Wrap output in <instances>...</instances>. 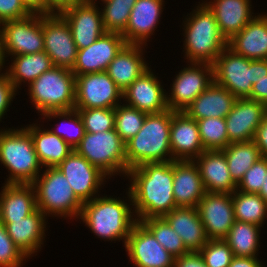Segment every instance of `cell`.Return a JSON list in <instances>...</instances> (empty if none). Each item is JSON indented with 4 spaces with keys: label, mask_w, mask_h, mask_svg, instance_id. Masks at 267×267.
I'll return each instance as SVG.
<instances>
[{
    "label": "cell",
    "mask_w": 267,
    "mask_h": 267,
    "mask_svg": "<svg viewBox=\"0 0 267 267\" xmlns=\"http://www.w3.org/2000/svg\"><path fill=\"white\" fill-rule=\"evenodd\" d=\"M41 118L44 120L48 119V121H50L49 119L52 120V118H58V120L61 119V121H63L61 122L62 124H60L59 122V126H57L56 129L52 126L53 129L51 128L50 130L58 137L66 141L73 148H75L84 137L85 128L78 111L75 109L68 111H50L43 114ZM64 121L67 123L68 126H66L68 127V129L65 127ZM61 125L64 126V129H61L63 128L60 127Z\"/></svg>",
    "instance_id": "38"
},
{
    "label": "cell",
    "mask_w": 267,
    "mask_h": 267,
    "mask_svg": "<svg viewBox=\"0 0 267 267\" xmlns=\"http://www.w3.org/2000/svg\"><path fill=\"white\" fill-rule=\"evenodd\" d=\"M174 111L147 114L139 132L125 143L127 172L145 163L170 162V125Z\"/></svg>",
    "instance_id": "4"
},
{
    "label": "cell",
    "mask_w": 267,
    "mask_h": 267,
    "mask_svg": "<svg viewBox=\"0 0 267 267\" xmlns=\"http://www.w3.org/2000/svg\"><path fill=\"white\" fill-rule=\"evenodd\" d=\"M101 15L105 30L122 34L128 24L131 9L137 0H100Z\"/></svg>",
    "instance_id": "39"
},
{
    "label": "cell",
    "mask_w": 267,
    "mask_h": 267,
    "mask_svg": "<svg viewBox=\"0 0 267 267\" xmlns=\"http://www.w3.org/2000/svg\"><path fill=\"white\" fill-rule=\"evenodd\" d=\"M6 57L44 51L43 14L32 13L0 24Z\"/></svg>",
    "instance_id": "10"
},
{
    "label": "cell",
    "mask_w": 267,
    "mask_h": 267,
    "mask_svg": "<svg viewBox=\"0 0 267 267\" xmlns=\"http://www.w3.org/2000/svg\"><path fill=\"white\" fill-rule=\"evenodd\" d=\"M46 216L37 208L32 214L18 220H0L8 236L21 252L30 258L40 251L45 241Z\"/></svg>",
    "instance_id": "22"
},
{
    "label": "cell",
    "mask_w": 267,
    "mask_h": 267,
    "mask_svg": "<svg viewBox=\"0 0 267 267\" xmlns=\"http://www.w3.org/2000/svg\"><path fill=\"white\" fill-rule=\"evenodd\" d=\"M12 57L13 60L11 59ZM10 59L11 64L7 66L6 74L17 91L21 89L22 82L23 84L27 83V85H30L41 74L54 66L51 58L45 51L34 54L15 55L11 56Z\"/></svg>",
    "instance_id": "33"
},
{
    "label": "cell",
    "mask_w": 267,
    "mask_h": 267,
    "mask_svg": "<svg viewBox=\"0 0 267 267\" xmlns=\"http://www.w3.org/2000/svg\"><path fill=\"white\" fill-rule=\"evenodd\" d=\"M6 53H5V49H4V39H3V34L0 28V75H4L7 73V69H4V73L1 72L2 68H4L5 66V62H6ZM6 70V71H5Z\"/></svg>",
    "instance_id": "55"
},
{
    "label": "cell",
    "mask_w": 267,
    "mask_h": 267,
    "mask_svg": "<svg viewBox=\"0 0 267 267\" xmlns=\"http://www.w3.org/2000/svg\"><path fill=\"white\" fill-rule=\"evenodd\" d=\"M44 51L54 66L73 70L77 47L69 24L60 14H43Z\"/></svg>",
    "instance_id": "14"
},
{
    "label": "cell",
    "mask_w": 267,
    "mask_h": 267,
    "mask_svg": "<svg viewBox=\"0 0 267 267\" xmlns=\"http://www.w3.org/2000/svg\"><path fill=\"white\" fill-rule=\"evenodd\" d=\"M214 14L221 34L228 41L240 32L255 16L251 0L202 1ZM254 14V15H252Z\"/></svg>",
    "instance_id": "27"
},
{
    "label": "cell",
    "mask_w": 267,
    "mask_h": 267,
    "mask_svg": "<svg viewBox=\"0 0 267 267\" xmlns=\"http://www.w3.org/2000/svg\"><path fill=\"white\" fill-rule=\"evenodd\" d=\"M199 134L205 150H223L231 142L228 139L225 118L197 120Z\"/></svg>",
    "instance_id": "40"
},
{
    "label": "cell",
    "mask_w": 267,
    "mask_h": 267,
    "mask_svg": "<svg viewBox=\"0 0 267 267\" xmlns=\"http://www.w3.org/2000/svg\"><path fill=\"white\" fill-rule=\"evenodd\" d=\"M17 90L9 81L7 74L0 75V121L7 114L11 102L17 94Z\"/></svg>",
    "instance_id": "47"
},
{
    "label": "cell",
    "mask_w": 267,
    "mask_h": 267,
    "mask_svg": "<svg viewBox=\"0 0 267 267\" xmlns=\"http://www.w3.org/2000/svg\"><path fill=\"white\" fill-rule=\"evenodd\" d=\"M206 191L194 160L173 161V196L176 207H197Z\"/></svg>",
    "instance_id": "25"
},
{
    "label": "cell",
    "mask_w": 267,
    "mask_h": 267,
    "mask_svg": "<svg viewBox=\"0 0 267 267\" xmlns=\"http://www.w3.org/2000/svg\"><path fill=\"white\" fill-rule=\"evenodd\" d=\"M196 208L209 239L228 235L235 222L232 194L206 192Z\"/></svg>",
    "instance_id": "17"
},
{
    "label": "cell",
    "mask_w": 267,
    "mask_h": 267,
    "mask_svg": "<svg viewBox=\"0 0 267 267\" xmlns=\"http://www.w3.org/2000/svg\"><path fill=\"white\" fill-rule=\"evenodd\" d=\"M261 226L235 220L224 240L235 257H258Z\"/></svg>",
    "instance_id": "34"
},
{
    "label": "cell",
    "mask_w": 267,
    "mask_h": 267,
    "mask_svg": "<svg viewBox=\"0 0 267 267\" xmlns=\"http://www.w3.org/2000/svg\"><path fill=\"white\" fill-rule=\"evenodd\" d=\"M44 171V172H43ZM32 183L37 208L48 217L79 218L83 203L57 167L45 168Z\"/></svg>",
    "instance_id": "6"
},
{
    "label": "cell",
    "mask_w": 267,
    "mask_h": 267,
    "mask_svg": "<svg viewBox=\"0 0 267 267\" xmlns=\"http://www.w3.org/2000/svg\"><path fill=\"white\" fill-rule=\"evenodd\" d=\"M198 6L183 20V52L188 63L213 65L227 47V40L221 34L214 14L204 4Z\"/></svg>",
    "instance_id": "3"
},
{
    "label": "cell",
    "mask_w": 267,
    "mask_h": 267,
    "mask_svg": "<svg viewBox=\"0 0 267 267\" xmlns=\"http://www.w3.org/2000/svg\"><path fill=\"white\" fill-rule=\"evenodd\" d=\"M267 174V158H259L249 168L237 184V189L245 193L258 194Z\"/></svg>",
    "instance_id": "45"
},
{
    "label": "cell",
    "mask_w": 267,
    "mask_h": 267,
    "mask_svg": "<svg viewBox=\"0 0 267 267\" xmlns=\"http://www.w3.org/2000/svg\"><path fill=\"white\" fill-rule=\"evenodd\" d=\"M178 73L171 84L169 95L166 92L167 106L172 111H186L192 102L214 81L213 65L189 63Z\"/></svg>",
    "instance_id": "9"
},
{
    "label": "cell",
    "mask_w": 267,
    "mask_h": 267,
    "mask_svg": "<svg viewBox=\"0 0 267 267\" xmlns=\"http://www.w3.org/2000/svg\"><path fill=\"white\" fill-rule=\"evenodd\" d=\"M28 258L8 236L5 226L0 221V267H22Z\"/></svg>",
    "instance_id": "44"
},
{
    "label": "cell",
    "mask_w": 267,
    "mask_h": 267,
    "mask_svg": "<svg viewBox=\"0 0 267 267\" xmlns=\"http://www.w3.org/2000/svg\"><path fill=\"white\" fill-rule=\"evenodd\" d=\"M84 0H46V14H60L65 9Z\"/></svg>",
    "instance_id": "51"
},
{
    "label": "cell",
    "mask_w": 267,
    "mask_h": 267,
    "mask_svg": "<svg viewBox=\"0 0 267 267\" xmlns=\"http://www.w3.org/2000/svg\"><path fill=\"white\" fill-rule=\"evenodd\" d=\"M69 182L76 197L88 202L97 197L106 179H110L98 167L73 150L58 166Z\"/></svg>",
    "instance_id": "13"
},
{
    "label": "cell",
    "mask_w": 267,
    "mask_h": 267,
    "mask_svg": "<svg viewBox=\"0 0 267 267\" xmlns=\"http://www.w3.org/2000/svg\"><path fill=\"white\" fill-rule=\"evenodd\" d=\"M127 188L137 221L163 217L177 208L173 196V161L145 163L128 170Z\"/></svg>",
    "instance_id": "1"
},
{
    "label": "cell",
    "mask_w": 267,
    "mask_h": 267,
    "mask_svg": "<svg viewBox=\"0 0 267 267\" xmlns=\"http://www.w3.org/2000/svg\"><path fill=\"white\" fill-rule=\"evenodd\" d=\"M126 193L129 201L121 200L119 197L98 195L91 201L83 203L78 219H81L91 233L93 232L98 238L111 242L122 240L125 245L137 222L134 210H132L131 194L129 190Z\"/></svg>",
    "instance_id": "2"
},
{
    "label": "cell",
    "mask_w": 267,
    "mask_h": 267,
    "mask_svg": "<svg viewBox=\"0 0 267 267\" xmlns=\"http://www.w3.org/2000/svg\"><path fill=\"white\" fill-rule=\"evenodd\" d=\"M163 218L181 237L188 252H199L209 240L196 207H177Z\"/></svg>",
    "instance_id": "28"
},
{
    "label": "cell",
    "mask_w": 267,
    "mask_h": 267,
    "mask_svg": "<svg viewBox=\"0 0 267 267\" xmlns=\"http://www.w3.org/2000/svg\"><path fill=\"white\" fill-rule=\"evenodd\" d=\"M235 220L264 226L267 217V203L259 194L235 190L232 193Z\"/></svg>",
    "instance_id": "36"
},
{
    "label": "cell",
    "mask_w": 267,
    "mask_h": 267,
    "mask_svg": "<svg viewBox=\"0 0 267 267\" xmlns=\"http://www.w3.org/2000/svg\"><path fill=\"white\" fill-rule=\"evenodd\" d=\"M267 76V59L252 60V85Z\"/></svg>",
    "instance_id": "52"
},
{
    "label": "cell",
    "mask_w": 267,
    "mask_h": 267,
    "mask_svg": "<svg viewBox=\"0 0 267 267\" xmlns=\"http://www.w3.org/2000/svg\"><path fill=\"white\" fill-rule=\"evenodd\" d=\"M25 128L31 134L38 160L43 168L57 167L74 150L50 129L41 128L38 123L29 126L27 124Z\"/></svg>",
    "instance_id": "32"
},
{
    "label": "cell",
    "mask_w": 267,
    "mask_h": 267,
    "mask_svg": "<svg viewBox=\"0 0 267 267\" xmlns=\"http://www.w3.org/2000/svg\"><path fill=\"white\" fill-rule=\"evenodd\" d=\"M147 114L124 103L115 108V130L124 143L139 132Z\"/></svg>",
    "instance_id": "41"
},
{
    "label": "cell",
    "mask_w": 267,
    "mask_h": 267,
    "mask_svg": "<svg viewBox=\"0 0 267 267\" xmlns=\"http://www.w3.org/2000/svg\"><path fill=\"white\" fill-rule=\"evenodd\" d=\"M126 44L121 34L106 32L89 47L77 50L72 72L81 75L107 71L111 61Z\"/></svg>",
    "instance_id": "19"
},
{
    "label": "cell",
    "mask_w": 267,
    "mask_h": 267,
    "mask_svg": "<svg viewBox=\"0 0 267 267\" xmlns=\"http://www.w3.org/2000/svg\"><path fill=\"white\" fill-rule=\"evenodd\" d=\"M199 253L207 267H228L234 257L224 239H209Z\"/></svg>",
    "instance_id": "43"
},
{
    "label": "cell",
    "mask_w": 267,
    "mask_h": 267,
    "mask_svg": "<svg viewBox=\"0 0 267 267\" xmlns=\"http://www.w3.org/2000/svg\"><path fill=\"white\" fill-rule=\"evenodd\" d=\"M194 162L198 166L206 192L232 194L237 189L223 150H205Z\"/></svg>",
    "instance_id": "24"
},
{
    "label": "cell",
    "mask_w": 267,
    "mask_h": 267,
    "mask_svg": "<svg viewBox=\"0 0 267 267\" xmlns=\"http://www.w3.org/2000/svg\"><path fill=\"white\" fill-rule=\"evenodd\" d=\"M156 240L175 258L187 254L181 237L163 217H150L140 221Z\"/></svg>",
    "instance_id": "37"
},
{
    "label": "cell",
    "mask_w": 267,
    "mask_h": 267,
    "mask_svg": "<svg viewBox=\"0 0 267 267\" xmlns=\"http://www.w3.org/2000/svg\"><path fill=\"white\" fill-rule=\"evenodd\" d=\"M78 111L85 132L97 133L115 129V108L75 109Z\"/></svg>",
    "instance_id": "42"
},
{
    "label": "cell",
    "mask_w": 267,
    "mask_h": 267,
    "mask_svg": "<svg viewBox=\"0 0 267 267\" xmlns=\"http://www.w3.org/2000/svg\"><path fill=\"white\" fill-rule=\"evenodd\" d=\"M164 0H137L131 9L125 31L121 34L127 44L148 45L157 29L164 10Z\"/></svg>",
    "instance_id": "23"
},
{
    "label": "cell",
    "mask_w": 267,
    "mask_h": 267,
    "mask_svg": "<svg viewBox=\"0 0 267 267\" xmlns=\"http://www.w3.org/2000/svg\"><path fill=\"white\" fill-rule=\"evenodd\" d=\"M236 99L226 88L213 81L185 112L196 121L203 118H225Z\"/></svg>",
    "instance_id": "30"
},
{
    "label": "cell",
    "mask_w": 267,
    "mask_h": 267,
    "mask_svg": "<svg viewBox=\"0 0 267 267\" xmlns=\"http://www.w3.org/2000/svg\"><path fill=\"white\" fill-rule=\"evenodd\" d=\"M124 247L135 267H174L175 257L140 221L134 224Z\"/></svg>",
    "instance_id": "16"
},
{
    "label": "cell",
    "mask_w": 267,
    "mask_h": 267,
    "mask_svg": "<svg viewBox=\"0 0 267 267\" xmlns=\"http://www.w3.org/2000/svg\"><path fill=\"white\" fill-rule=\"evenodd\" d=\"M170 147L173 160H194L205 151L197 121L185 111L172 114Z\"/></svg>",
    "instance_id": "21"
},
{
    "label": "cell",
    "mask_w": 267,
    "mask_h": 267,
    "mask_svg": "<svg viewBox=\"0 0 267 267\" xmlns=\"http://www.w3.org/2000/svg\"><path fill=\"white\" fill-rule=\"evenodd\" d=\"M214 81L236 98H247L252 91V60L226 47L213 64Z\"/></svg>",
    "instance_id": "12"
},
{
    "label": "cell",
    "mask_w": 267,
    "mask_h": 267,
    "mask_svg": "<svg viewBox=\"0 0 267 267\" xmlns=\"http://www.w3.org/2000/svg\"><path fill=\"white\" fill-rule=\"evenodd\" d=\"M31 14L23 0H0V24L8 20L23 19Z\"/></svg>",
    "instance_id": "46"
},
{
    "label": "cell",
    "mask_w": 267,
    "mask_h": 267,
    "mask_svg": "<svg viewBox=\"0 0 267 267\" xmlns=\"http://www.w3.org/2000/svg\"><path fill=\"white\" fill-rule=\"evenodd\" d=\"M3 184L0 192V220L23 219L37 209L32 184Z\"/></svg>",
    "instance_id": "31"
},
{
    "label": "cell",
    "mask_w": 267,
    "mask_h": 267,
    "mask_svg": "<svg viewBox=\"0 0 267 267\" xmlns=\"http://www.w3.org/2000/svg\"><path fill=\"white\" fill-rule=\"evenodd\" d=\"M144 47L140 44H126L109 64L106 72L122 91L151 68L143 57Z\"/></svg>",
    "instance_id": "29"
},
{
    "label": "cell",
    "mask_w": 267,
    "mask_h": 267,
    "mask_svg": "<svg viewBox=\"0 0 267 267\" xmlns=\"http://www.w3.org/2000/svg\"><path fill=\"white\" fill-rule=\"evenodd\" d=\"M157 78L150 68L145 71L123 91L124 104L148 114L166 111V90Z\"/></svg>",
    "instance_id": "20"
},
{
    "label": "cell",
    "mask_w": 267,
    "mask_h": 267,
    "mask_svg": "<svg viewBox=\"0 0 267 267\" xmlns=\"http://www.w3.org/2000/svg\"><path fill=\"white\" fill-rule=\"evenodd\" d=\"M75 76L74 109L116 108L122 104L123 91L106 71Z\"/></svg>",
    "instance_id": "11"
},
{
    "label": "cell",
    "mask_w": 267,
    "mask_h": 267,
    "mask_svg": "<svg viewBox=\"0 0 267 267\" xmlns=\"http://www.w3.org/2000/svg\"><path fill=\"white\" fill-rule=\"evenodd\" d=\"M12 128L0 129V162L9 170L5 183L32 184L44 168L30 132L23 126Z\"/></svg>",
    "instance_id": "5"
},
{
    "label": "cell",
    "mask_w": 267,
    "mask_h": 267,
    "mask_svg": "<svg viewBox=\"0 0 267 267\" xmlns=\"http://www.w3.org/2000/svg\"><path fill=\"white\" fill-rule=\"evenodd\" d=\"M228 267H265L257 257H233Z\"/></svg>",
    "instance_id": "53"
},
{
    "label": "cell",
    "mask_w": 267,
    "mask_h": 267,
    "mask_svg": "<svg viewBox=\"0 0 267 267\" xmlns=\"http://www.w3.org/2000/svg\"><path fill=\"white\" fill-rule=\"evenodd\" d=\"M174 267H207L199 252H188L175 258Z\"/></svg>",
    "instance_id": "48"
},
{
    "label": "cell",
    "mask_w": 267,
    "mask_h": 267,
    "mask_svg": "<svg viewBox=\"0 0 267 267\" xmlns=\"http://www.w3.org/2000/svg\"><path fill=\"white\" fill-rule=\"evenodd\" d=\"M267 106V76L258 80L253 86L251 94L247 97Z\"/></svg>",
    "instance_id": "50"
},
{
    "label": "cell",
    "mask_w": 267,
    "mask_h": 267,
    "mask_svg": "<svg viewBox=\"0 0 267 267\" xmlns=\"http://www.w3.org/2000/svg\"><path fill=\"white\" fill-rule=\"evenodd\" d=\"M227 47L245 58L267 59V14H258L239 33L227 41Z\"/></svg>",
    "instance_id": "26"
},
{
    "label": "cell",
    "mask_w": 267,
    "mask_h": 267,
    "mask_svg": "<svg viewBox=\"0 0 267 267\" xmlns=\"http://www.w3.org/2000/svg\"><path fill=\"white\" fill-rule=\"evenodd\" d=\"M97 0H84L65 9L60 15L69 24L77 49H84L104 35L101 10Z\"/></svg>",
    "instance_id": "15"
},
{
    "label": "cell",
    "mask_w": 267,
    "mask_h": 267,
    "mask_svg": "<svg viewBox=\"0 0 267 267\" xmlns=\"http://www.w3.org/2000/svg\"><path fill=\"white\" fill-rule=\"evenodd\" d=\"M267 114V106L250 98H237L225 117L229 141L249 142L254 140L257 127Z\"/></svg>",
    "instance_id": "18"
},
{
    "label": "cell",
    "mask_w": 267,
    "mask_h": 267,
    "mask_svg": "<svg viewBox=\"0 0 267 267\" xmlns=\"http://www.w3.org/2000/svg\"><path fill=\"white\" fill-rule=\"evenodd\" d=\"M74 150L109 178L127 175L126 146L115 129L104 132H85Z\"/></svg>",
    "instance_id": "8"
},
{
    "label": "cell",
    "mask_w": 267,
    "mask_h": 267,
    "mask_svg": "<svg viewBox=\"0 0 267 267\" xmlns=\"http://www.w3.org/2000/svg\"><path fill=\"white\" fill-rule=\"evenodd\" d=\"M253 141L259 148L261 157L267 158V114L264 116L261 124L257 127Z\"/></svg>",
    "instance_id": "49"
},
{
    "label": "cell",
    "mask_w": 267,
    "mask_h": 267,
    "mask_svg": "<svg viewBox=\"0 0 267 267\" xmlns=\"http://www.w3.org/2000/svg\"><path fill=\"white\" fill-rule=\"evenodd\" d=\"M32 13L46 14V0H23Z\"/></svg>",
    "instance_id": "54"
},
{
    "label": "cell",
    "mask_w": 267,
    "mask_h": 267,
    "mask_svg": "<svg viewBox=\"0 0 267 267\" xmlns=\"http://www.w3.org/2000/svg\"><path fill=\"white\" fill-rule=\"evenodd\" d=\"M263 199L264 201L267 203V174L265 176V180L264 183H262V187L258 193Z\"/></svg>",
    "instance_id": "56"
},
{
    "label": "cell",
    "mask_w": 267,
    "mask_h": 267,
    "mask_svg": "<svg viewBox=\"0 0 267 267\" xmlns=\"http://www.w3.org/2000/svg\"><path fill=\"white\" fill-rule=\"evenodd\" d=\"M232 179L238 184L245 172L261 158L255 142H232L223 149Z\"/></svg>",
    "instance_id": "35"
},
{
    "label": "cell",
    "mask_w": 267,
    "mask_h": 267,
    "mask_svg": "<svg viewBox=\"0 0 267 267\" xmlns=\"http://www.w3.org/2000/svg\"><path fill=\"white\" fill-rule=\"evenodd\" d=\"M75 87L72 70L53 66L28 85V96L39 115L68 111L75 106Z\"/></svg>",
    "instance_id": "7"
}]
</instances>
